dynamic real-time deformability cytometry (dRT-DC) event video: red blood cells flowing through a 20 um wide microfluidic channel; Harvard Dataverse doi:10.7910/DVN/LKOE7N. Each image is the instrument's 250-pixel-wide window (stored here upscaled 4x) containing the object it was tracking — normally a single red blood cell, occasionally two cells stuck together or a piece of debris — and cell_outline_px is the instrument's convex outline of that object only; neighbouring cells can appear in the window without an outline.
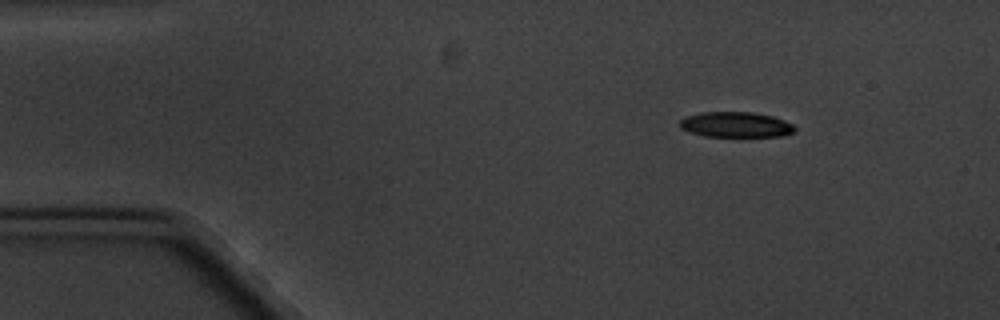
{"species": "common noctule bat (a hibernating species)", "species_latin": "Nyctalus noctula", "temperature_condition": "cold", "stored_images_in_passage": 9, "camera_frame_rate_fps": 3000, "um_per_image_px": 0.085, "animal": {"sex": "male", "body_mass_g": 20.1, "forearm_length_mm": 53.5}, "frame": {"image": 1, "passage_image": 1, "time_ms": 0.0, "image_size_px": [1000, 320], "cell_outline_px": [[796, 132], [784, 136], [704, 136], [688, 132], [680, 128], [680, 120], [684, 116], [700, 112], [752, 112], [772, 116], [784, 120], [792, 124], [796, 128]], "centroid_in_image_um": [62.53, 10.59], "position_along_channel_um": 22.5, "area_um2": 17.17}}
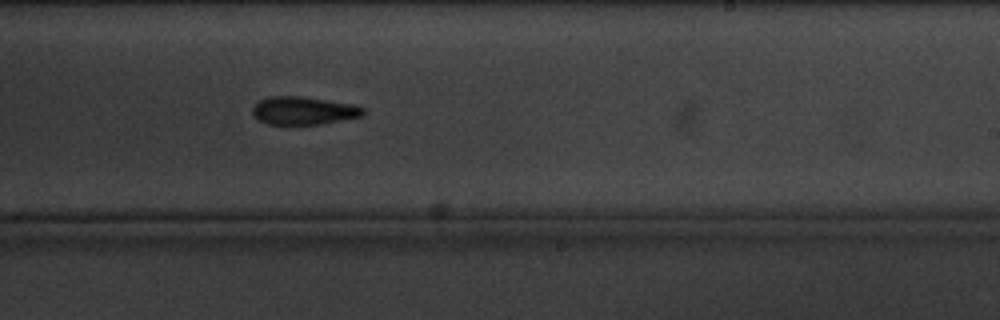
{"frame": {"image": 2, "passage_image": 9, "time_ms": 9.333, "image_size_px": [1000, 320], "cell_outline_px": [[364, 116], [320, 124], [268, 124], [252, 116], [252, 108], [260, 100], [268, 96], [300, 96], [356, 104], [364, 108]], "centroid_in_image_um": [25.82, 9.4], "position_along_channel_um": 263.2, "area_um2": 18.15}}